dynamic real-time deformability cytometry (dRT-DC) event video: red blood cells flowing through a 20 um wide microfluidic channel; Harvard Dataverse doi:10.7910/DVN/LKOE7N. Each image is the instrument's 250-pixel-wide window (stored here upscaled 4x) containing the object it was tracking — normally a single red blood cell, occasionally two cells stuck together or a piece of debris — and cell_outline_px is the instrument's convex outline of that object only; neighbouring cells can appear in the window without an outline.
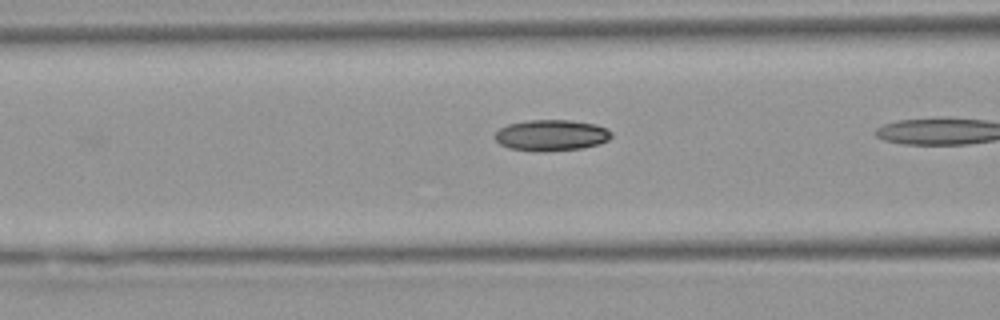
{"species": "Egyptian fruit bat (a non-hibernating species)", "species_latin": "Rousettus aegyptiacus", "temperature_condition": "warm", "stored_images_in_passage": 5, "camera_frame_rate_fps": 3000, "um_per_image_px": 0.085, "animal": {"sex": "female"}, "frame": {"image": 1, "passage_image": 4, "time_ms": 1.0, "image_size_px": [1000, 320], "cell_outline_px": [[612, 136], [608, 140], [600, 144], [584, 148], [544, 152], [536, 152], [508, 148], [500, 144], [496, 140], [496, 132], [500, 128], [508, 124], [528, 120], [572, 120], [596, 124], [612, 132]], "centroid_in_image_um": [46.87, 11.51], "position_along_channel_um": 119.7, "area_um2": 21.33}}